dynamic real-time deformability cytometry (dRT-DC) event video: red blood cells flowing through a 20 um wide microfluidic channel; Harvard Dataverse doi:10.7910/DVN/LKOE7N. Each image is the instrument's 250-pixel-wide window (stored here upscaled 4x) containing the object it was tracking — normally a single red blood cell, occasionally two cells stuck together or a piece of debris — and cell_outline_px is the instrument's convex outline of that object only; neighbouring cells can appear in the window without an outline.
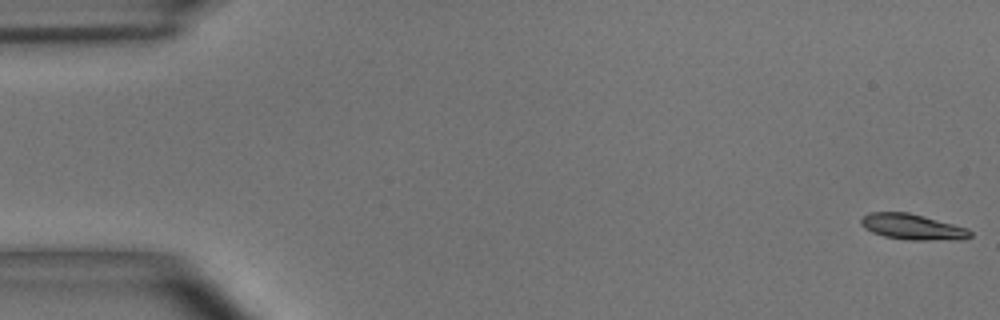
{"species": "common noctule bat (a hibernating species)", "species_latin": "Nyctalus noctula", "temperature_condition": "room temperature", "stored_images_in_passage": 55, "camera_frame_rate_fps": 3000, "um_per_image_px": 0.085, "animal": {"sex": "male", "body_mass_g": 15.6}, "frame": {"image": 1, "passage_image": 1, "time_ms": 0.0, "image_size_px": [1000, 320], "cell_outline_px": [[972, 236], [964, 240], [908, 240], [884, 236], [872, 232], [864, 228], [860, 224], [860, 220], [868, 212], [908, 212], [924, 216], [968, 228], [972, 232]], "centroid_in_image_um": [77.58, 19.29], "position_along_channel_um": 7.4, "area_um2": 16.53}}
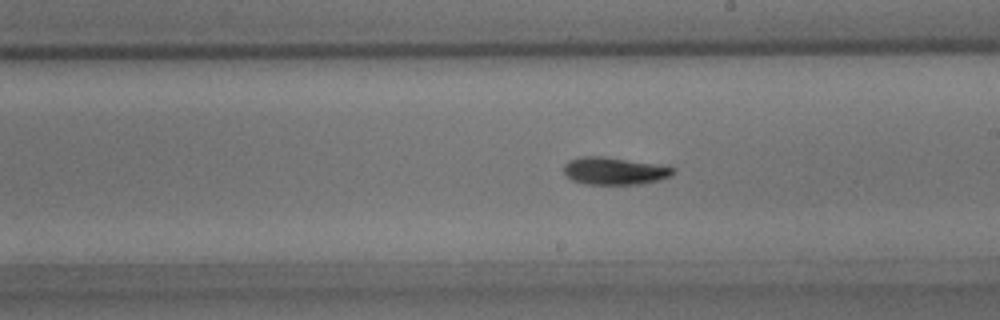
{"frame": {"image": 2, "passage_image": 31, "time_ms": 10.0, "image_size_px": [1000, 320], "cell_outline_px": [[676, 172], [672, 176], [660, 180], [640, 184], [584, 184], [572, 180], [564, 172], [564, 164], [568, 160], [580, 156], [604, 156], [656, 164], [676, 168]], "centroid_in_image_um": [52.24, 14.52], "position_along_channel_um": 236.8, "area_um2": 17.63}}
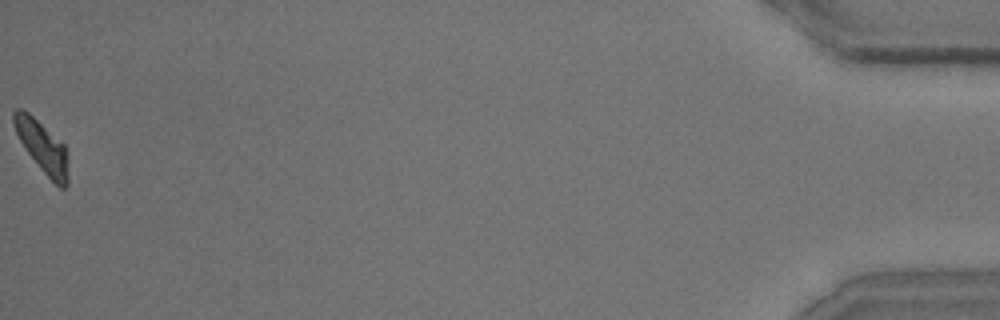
{"frame": {"image": 3, "passage_image": 55, "time_ms": 18.0, "image_size_px": [1000, 320], "cell_outline_px": [[68, 184], [64, 188], [60, 188], [44, 172], [28, 152], [20, 140], [12, 124], [12, 112], [16, 108], [20, 108], [28, 112], [64, 144], [68, 152]], "centroid_in_image_um": [3.61, 12.46], "position_along_channel_um": 431.6, "area_um2": 16.18}, "authors_computed_cell_mechanics": {"area_um2": 16.5886, "velocity_mm_per_s": 3.6648, "shape_relaxation_time_tau1_ms": 5.5496, "shape_relaxation_time_tau2_ms": null, "deformation_change_tau1": 0.1477, "deformation_change_tau2": null}}